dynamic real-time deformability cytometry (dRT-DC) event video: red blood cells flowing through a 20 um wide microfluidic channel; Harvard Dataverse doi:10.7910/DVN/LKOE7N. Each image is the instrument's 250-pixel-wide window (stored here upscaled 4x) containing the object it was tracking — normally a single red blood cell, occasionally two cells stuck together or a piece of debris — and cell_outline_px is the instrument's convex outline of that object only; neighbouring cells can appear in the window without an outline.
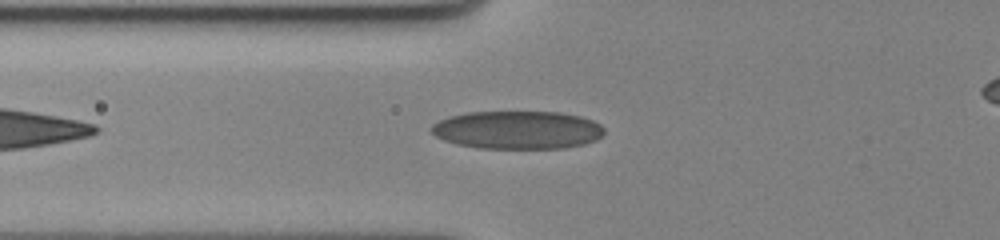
{"species": "human", "species_latin": "Homo sapiens", "temperature_condition": "cold", "stored_images_in_passage": 42, "camera_frame_rate_fps": 3000, "um_per_image_px": 0.085, "donor": {"sex": "female"}, "frame": {"image": 1, "passage_image": 6, "time_ms": 1.667, "image_size_px": [1000, 240], "cell_outline_px": [[604, 132], [596, 140], [584, 144], [564, 148], [480, 148], [456, 144], [444, 140], [436, 136], [432, 132], [432, 124], [440, 120], [452, 116], [468, 112], [560, 112], [580, 116], [592, 120], [600, 124], [604, 128]], "centroid_in_image_um": [44.01, 11.04], "position_along_channel_um": 81.8, "area_um2": 38.26}}
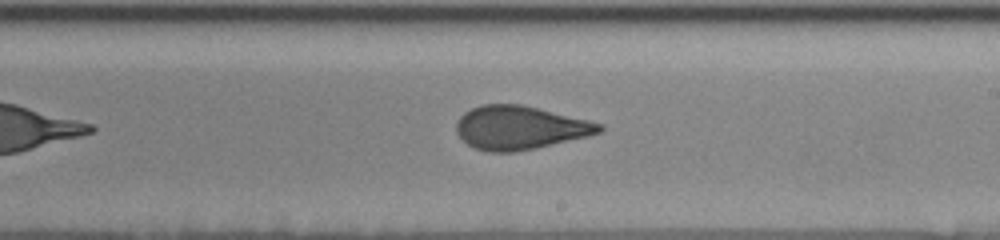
{"frame": {"image": 2, "passage_image": 20, "time_ms": 6.333, "image_size_px": [1000, 240], "cell_outline_px": [[604, 128], [600, 132], [588, 136], [532, 148], [512, 152], [488, 152], [476, 148], [468, 144], [456, 132], [456, 124], [460, 116], [464, 112], [480, 104], [520, 104], [588, 120], [604, 124]], "centroid_in_image_um": [44.17, 10.84], "position_along_channel_um": 244.8, "area_um2": 35.84}}
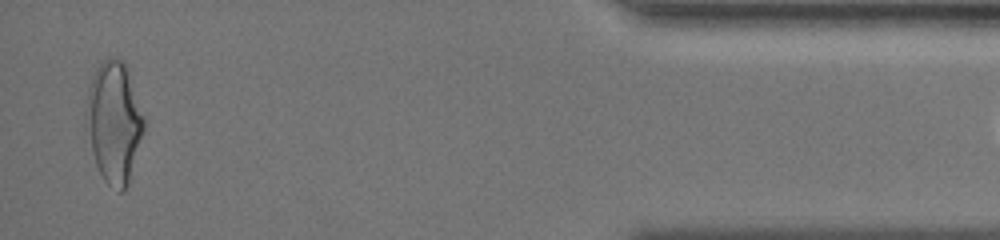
{"frame": {"image": 3, "passage_image": 40, "time_ms": 13.0, "image_size_px": [1000, 240], "cell_outline_px": [[144, 128], [128, 184], [120, 192], [108, 184], [104, 180], [96, 164], [92, 152], [84, 112], [88, 88], [92, 76], [96, 68], [108, 56], [124, 60], [128, 68], [144, 116]], "centroid_in_image_um": [9.68, 10.32], "position_along_channel_um": 425.5, "area_um2": 40.69}}